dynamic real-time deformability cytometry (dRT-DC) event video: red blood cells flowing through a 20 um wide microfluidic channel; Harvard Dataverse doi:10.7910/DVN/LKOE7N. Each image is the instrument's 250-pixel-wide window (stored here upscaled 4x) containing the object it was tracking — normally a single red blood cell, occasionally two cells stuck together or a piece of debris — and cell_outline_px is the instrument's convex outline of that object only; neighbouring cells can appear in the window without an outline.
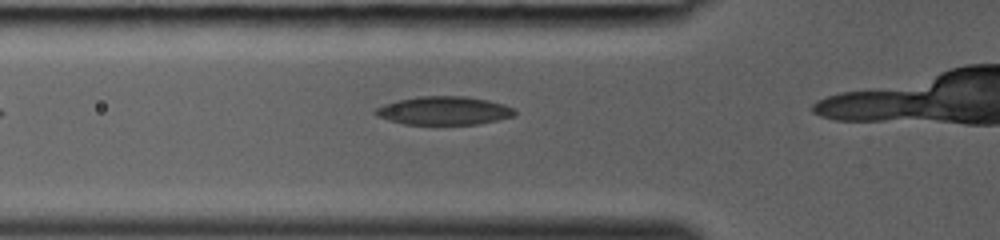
{"species": "common noctule bat (a hibernating species)", "species_latin": "Nyctalus noctula", "temperature_condition": "room temperature", "stored_images_in_passage": 6, "camera_frame_rate_fps": 3000, "um_per_image_px": 0.085, "animal": {"sex": "female", "body_mass_g": 19.0, "forearm_length_mm": 53.3}, "frame": {"image": 1, "passage_image": 3, "time_ms": 0.667, "image_size_px": [1000, 240], "cell_outline_px": [[516, 116], [480, 124], [404, 124], [388, 120], [376, 116], [372, 112], [376, 108], [384, 104], [396, 100], [420, 96], [464, 96], [488, 100], [504, 104], [512, 108], [516, 112]], "centroid_in_image_um": [37.72, 9.4], "position_along_channel_um": 88.1, "area_um2": 23.18}}
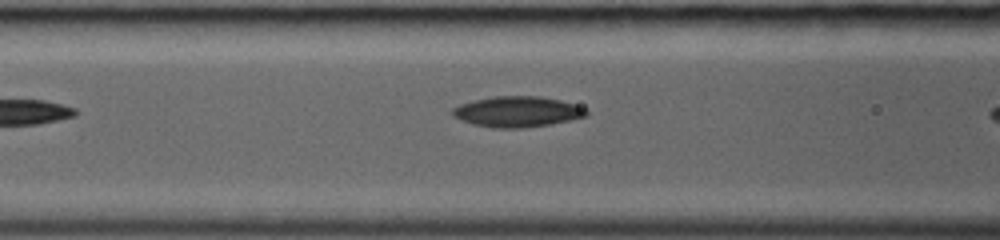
{"frame": {"image": 2, "passage_image": 5, "time_ms": 1.333, "image_size_px": [1000, 240], "cell_outline_px": [[588, 116], [552, 124], [524, 128], [492, 128], [472, 124], [452, 116], [452, 108], [460, 104], [492, 96], [540, 96], [560, 100], [576, 104], [584, 108], [588, 112]], "centroid_in_image_um": [43.98, 9.5], "position_along_channel_um": 122.6, "area_um2": 24.04}}